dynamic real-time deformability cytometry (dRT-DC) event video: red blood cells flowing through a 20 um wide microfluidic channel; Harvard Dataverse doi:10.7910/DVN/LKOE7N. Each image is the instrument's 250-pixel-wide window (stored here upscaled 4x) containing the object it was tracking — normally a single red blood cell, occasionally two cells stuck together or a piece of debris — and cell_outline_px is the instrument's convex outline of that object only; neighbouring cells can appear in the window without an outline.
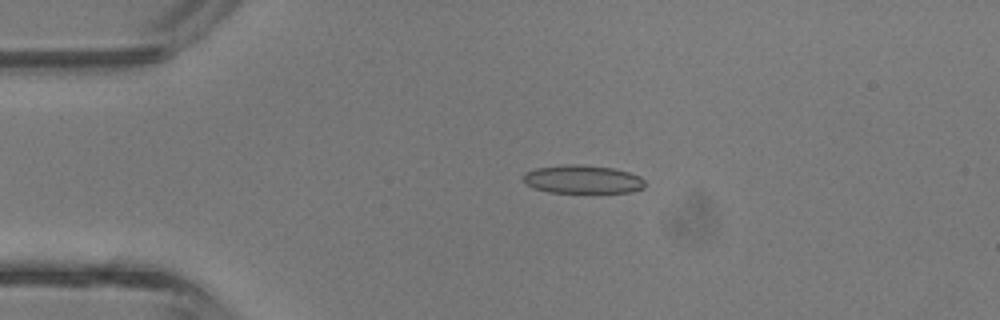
{"species": "common noctule bat (a hibernating species)", "species_latin": "Nyctalus noctula", "temperature_condition": "room temperature", "stored_images_in_passage": 41, "camera_frame_rate_fps": 3000, "um_per_image_px": 0.085, "animal": {"sex": "male", "body_mass_g": 13.3}, "frame": {"image": 1, "passage_image": 8, "time_ms": 2.333, "image_size_px": [1000, 320], "cell_outline_px": [[644, 188], [632, 192], [548, 192], [536, 188], [528, 184], [524, 180], [524, 172], [536, 168], [568, 164], [576, 164], [612, 168], [628, 172], [640, 176], [644, 180]], "centroid_in_image_um": [49.54, 15.24], "position_along_channel_um": 35.5, "area_um2": 19.83}}
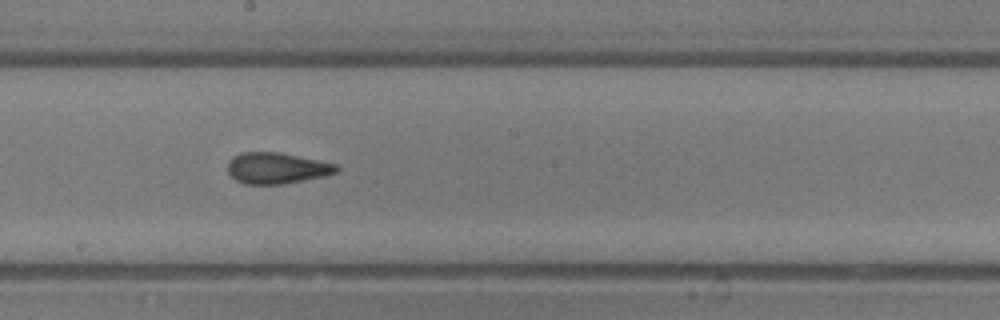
{"frame": {"image": 2, "passage_image": 22, "time_ms": 7.0, "image_size_px": [1000, 320], "cell_outline_px": [[340, 168], [336, 172], [324, 176], [280, 184], [244, 184], [236, 180], [228, 172], [228, 160], [232, 156], [240, 152], [280, 152], [336, 164]], "centroid_in_image_um": [23.48, 14.28], "position_along_channel_um": 224.7, "area_um2": 19.65}}
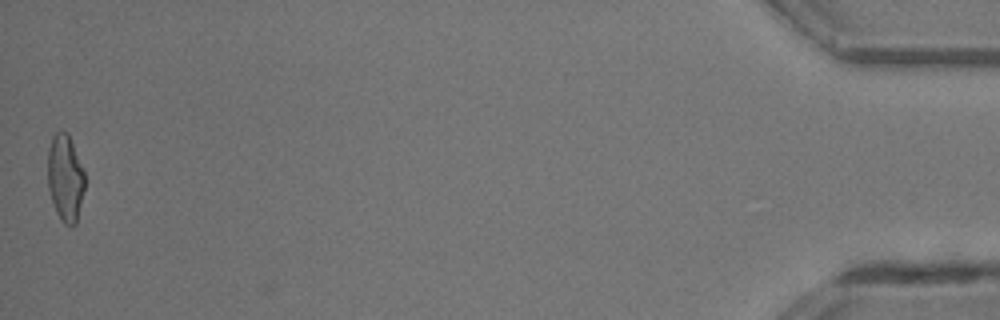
{"frame": {"image": 3, "passage_image": 41, "time_ms": 13.333, "image_size_px": [1000, 320], "cell_outline_px": [[84, 188], [76, 224], [72, 228], [64, 224], [60, 220], [56, 212], [48, 188], [48, 148], [52, 136], [56, 132], [68, 132], [84, 172]], "centroid_in_image_um": [5.54, 15.15], "position_along_channel_um": 429.7, "area_um2": 18.73}, "authors_computed_cell_mechanics": {"area_um2": 19.652, "velocity_mm_per_s": 4.837, "shape_relaxation_time_tau1_ms": 5.666, "shape_relaxation_time_tau2_ms": 1.4738, "deformation_change_tau1": 0.1494, "deformation_change_tau2": 0.1051}}